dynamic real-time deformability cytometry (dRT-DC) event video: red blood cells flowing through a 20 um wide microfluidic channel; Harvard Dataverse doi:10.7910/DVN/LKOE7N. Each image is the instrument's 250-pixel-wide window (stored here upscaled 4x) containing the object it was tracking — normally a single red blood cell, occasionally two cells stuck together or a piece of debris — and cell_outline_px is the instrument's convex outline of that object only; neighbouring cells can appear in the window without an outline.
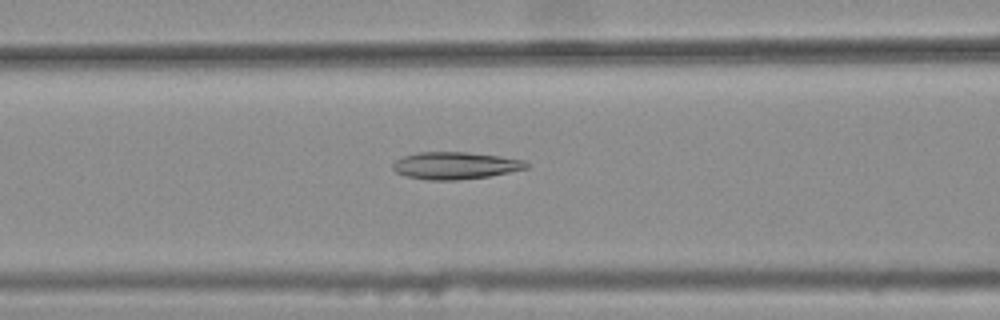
{"species": "common noctule bat (a hibernating species)", "species_latin": "Nyctalus noctula", "temperature_condition": "warm", "stored_images_in_passage": 46, "camera_frame_rate_fps": 3000, "um_per_image_px": 0.085, "animal": {"sex": "female", "body_mass_g": 25.1}, "frame": {"image": 1, "passage_image": 21, "time_ms": 6.667, "image_size_px": [1000, 320], "cell_outline_px": [[528, 168], [488, 176], [456, 180], [428, 180], [404, 176], [396, 172], [392, 168], [392, 164], [396, 160], [404, 156], [416, 152], [468, 152], [500, 156], [524, 160], [528, 164]], "centroid_in_image_um": [38.66, 14.07], "position_along_channel_um": 127.9, "area_um2": 21.15}}
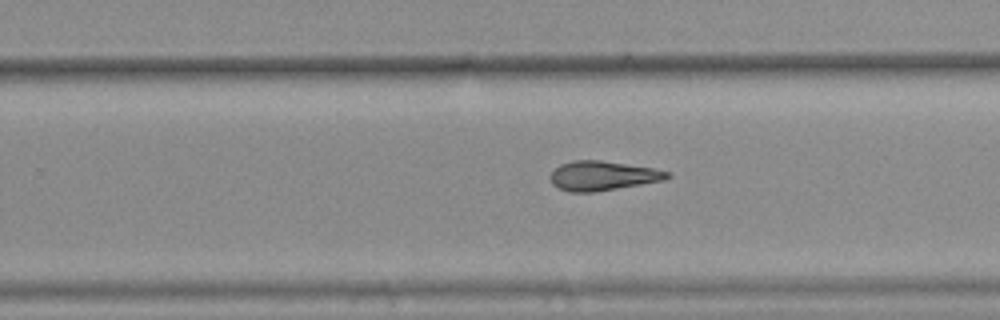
{"frame": {"image": 2, "passage_image": 33, "time_ms": 10.667, "image_size_px": [1000, 320], "cell_outline_px": [[672, 176], [664, 180], [592, 192], [572, 192], [556, 188], [552, 184], [548, 176], [560, 164], [572, 160], [600, 160], [652, 168], [672, 172]], "centroid_in_image_um": [51.19, 14.93], "position_along_channel_um": 278.6, "area_um2": 20.0}}
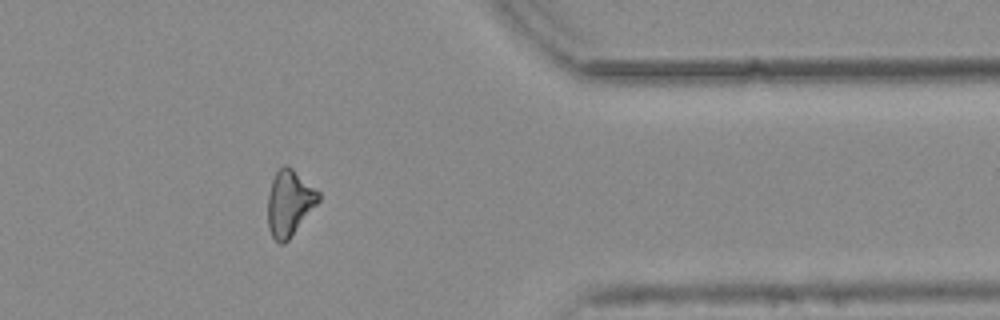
{"frame": {"image": 3, "passage_image": 43, "time_ms": 14.0, "image_size_px": [1000, 320], "cell_outline_px": [[320, 200], [288, 240], [284, 244], [280, 244], [272, 236], [268, 228], [268, 196], [272, 180], [276, 172], [284, 164], [288, 164], [320, 192]], "centroid_in_image_um": [24.6, 17.24], "position_along_channel_um": 386.8, "area_um2": 19.36}, "authors_computed_cell_mechanics": {"area_um2": 20.3167, "velocity_mm_per_s": 3.7727, "shape_relaxation_time_tau1_ms": null, "shape_relaxation_time_tau2_ms": 10.0981, "deformation_change_tau1": null, "deformation_change_tau2": 0.2195}}